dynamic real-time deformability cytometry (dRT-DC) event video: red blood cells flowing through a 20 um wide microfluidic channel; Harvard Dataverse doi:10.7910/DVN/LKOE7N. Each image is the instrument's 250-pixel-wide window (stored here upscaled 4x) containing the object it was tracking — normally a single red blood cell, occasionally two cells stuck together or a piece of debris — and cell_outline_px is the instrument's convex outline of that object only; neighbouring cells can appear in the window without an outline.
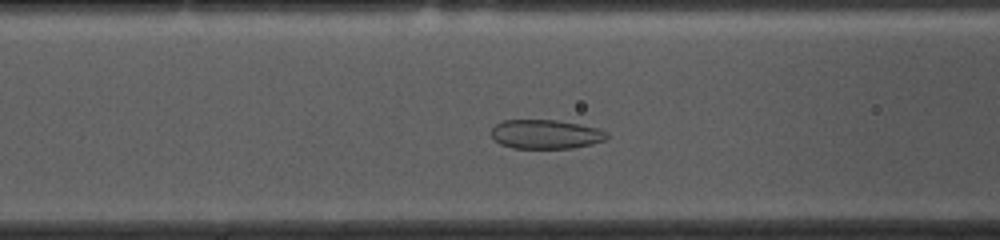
{"species": "common noctule bat (a hibernating species)", "species_latin": "Nyctalus noctula", "temperature_condition": "cold", "stored_images_in_passage": 42, "camera_frame_rate_fps": 3000, "um_per_image_px": 0.085, "animal": {"sex": "female", "body_mass_g": 10.0, "forearm_length_mm": 53.1}, "frame": {"image": 1, "passage_image": 15, "time_ms": 4.667, "image_size_px": [1000, 240], "cell_outline_px": [[608, 136], [604, 140], [592, 144], [572, 148], [512, 148], [500, 144], [492, 136], [492, 128], [496, 124], [504, 120], [556, 120], [580, 124], [596, 128], [608, 132]], "centroid_in_image_um": [46.39, 11.41], "position_along_channel_um": 120.2, "area_um2": 19.54}}
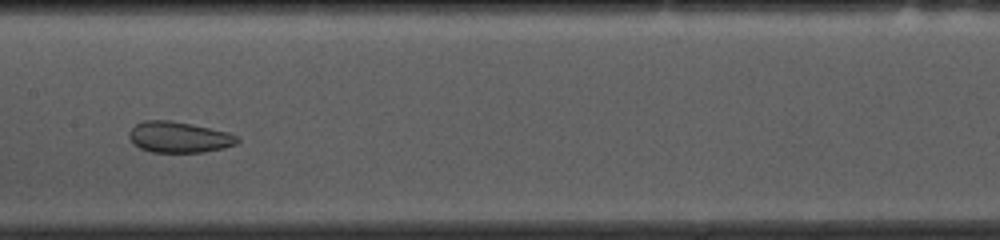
{"frame": {"image": 2, "passage_image": 21, "time_ms": 6.667, "image_size_px": [1000, 240], "cell_outline_px": [[240, 140], [236, 144], [224, 148], [204, 152], [152, 152], [140, 148], [128, 136], [128, 132], [136, 124], [144, 120], [168, 120], [192, 124], [228, 132], [240, 136]], "centroid_in_image_um": [15.25, 11.65], "position_along_channel_um": 192.2, "area_um2": 19.54}}
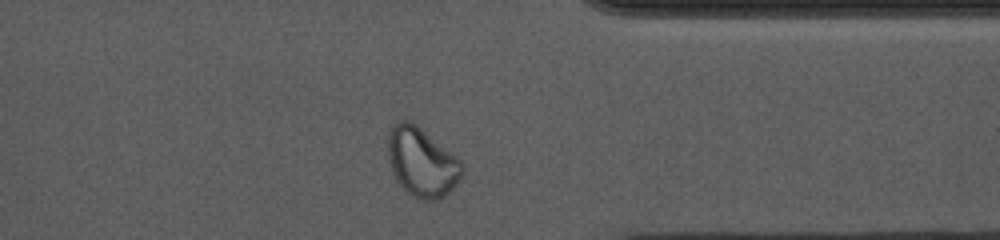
{"frame": {"image": 3, "passage_image": 37, "time_ms": 12.0, "image_size_px": [1000, 240], "cell_outline_px": [[464, 172], [456, 184], [444, 196], [436, 200], [420, 200], [412, 196], [396, 180], [392, 172], [388, 160], [388, 136], [392, 124], [396, 120], [408, 120], [416, 124], [452, 152], [464, 164]], "centroid_in_image_um": [35.85, 13.77], "position_along_channel_um": 375.5, "area_um2": 30.06}, "authors_computed_cell_mechanics": {"area_um2": 22.7443, "velocity_mm_per_s": 3.5911, "shape_relaxation_time_tau1_ms": null, "shape_relaxation_time_tau2_ms": 1.4077, "deformation_change_tau1": null, "deformation_change_tau2": 0.0581}}